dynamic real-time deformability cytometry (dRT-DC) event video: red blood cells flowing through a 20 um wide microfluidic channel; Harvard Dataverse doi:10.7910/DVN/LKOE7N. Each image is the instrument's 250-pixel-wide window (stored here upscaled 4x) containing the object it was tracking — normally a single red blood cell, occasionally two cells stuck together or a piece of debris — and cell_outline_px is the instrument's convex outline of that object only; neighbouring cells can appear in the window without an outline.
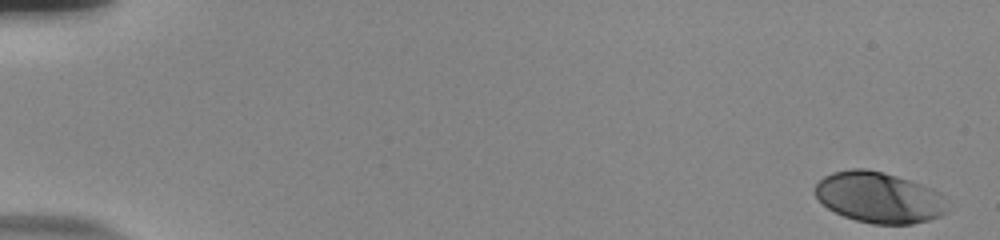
{"species": "human", "species_latin": "Homo sapiens", "temperature_condition": "room temperature", "stored_images_in_passage": 56, "segment_of_instrument_passage": [1, 2], "camera_frame_rate_fps": 3000, "um_per_image_px": 0.085, "donor": {"sex": "male"}, "frame": {"image": 1, "passage_image": 1, "time_ms": 0.0, "image_size_px": [1000, 240], "cell_outline_px": [[948, 212], [940, 216], [928, 220], [912, 224], [872, 224], [856, 220], [844, 216], [828, 208], [816, 196], [816, 184], [824, 176], [832, 172], [852, 168], [864, 168], [884, 172], [932, 188], [940, 192], [944, 196]], "centroid_in_image_um": [74.74, 16.78], "position_along_channel_um": 10.3, "area_um2": 39.19}}
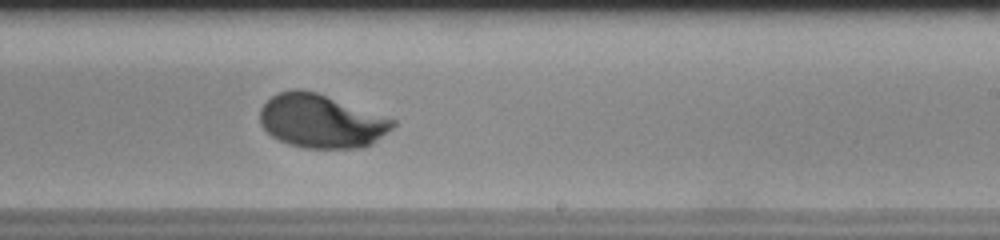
{"frame": {"image": 2, "passage_image": 35, "time_ms": 11.333, "image_size_px": [1000, 240], "cell_outline_px": [[396, 124], [392, 128], [372, 144], [364, 148], [304, 148], [288, 144], [272, 136], [260, 124], [260, 108], [272, 96], [280, 92], [292, 88], [300, 88], [316, 92], [396, 120]], "centroid_in_image_um": [27.29, 10.3], "position_along_channel_um": 261.7, "area_um2": 41.38}}
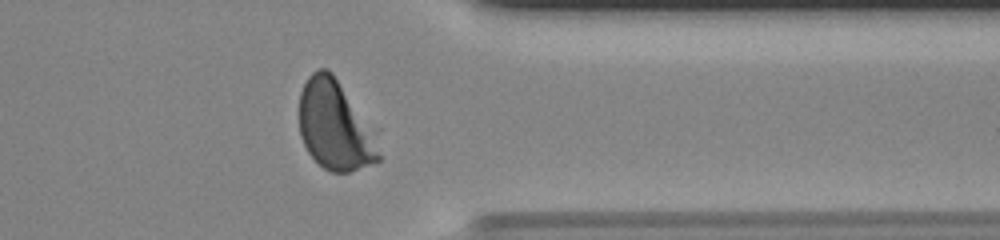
{"frame": {"image": 3, "passage_image": 45, "time_ms": 14.667, "image_size_px": [1000, 240], "cell_outline_px": [[380, 160], [348, 172], [332, 172], [324, 168], [308, 152], [300, 136], [300, 92], [308, 76], [312, 72], [320, 68], [328, 68], [332, 72], [380, 156]], "centroid_in_image_um": [28.29, 10.69], "position_along_channel_um": 383.1, "area_um2": 38.38}}